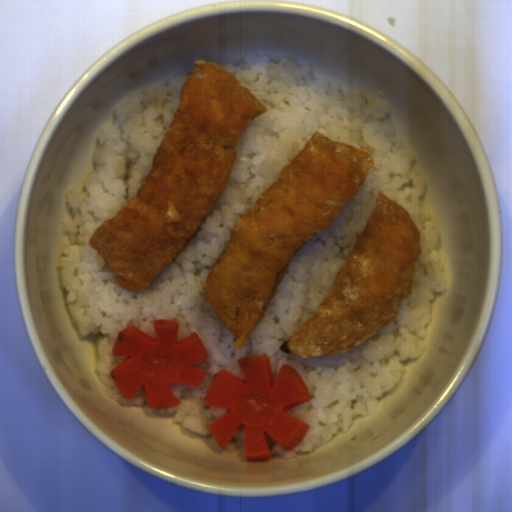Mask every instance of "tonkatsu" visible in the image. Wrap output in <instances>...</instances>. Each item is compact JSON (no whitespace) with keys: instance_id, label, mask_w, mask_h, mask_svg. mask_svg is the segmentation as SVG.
<instances>
[{"instance_id":"obj_1","label":"tonkatsu","mask_w":512,"mask_h":512,"mask_svg":"<svg viewBox=\"0 0 512 512\" xmlns=\"http://www.w3.org/2000/svg\"><path fill=\"white\" fill-rule=\"evenodd\" d=\"M264 108L212 61L193 66L136 197L90 234L120 288L142 292L176 261L228 181L238 136Z\"/></svg>"},{"instance_id":"obj_3","label":"tonkatsu","mask_w":512,"mask_h":512,"mask_svg":"<svg viewBox=\"0 0 512 512\" xmlns=\"http://www.w3.org/2000/svg\"><path fill=\"white\" fill-rule=\"evenodd\" d=\"M421 253L420 232L407 211L377 192L325 298L280 350L303 359L342 355L384 329L411 296Z\"/></svg>"},{"instance_id":"obj_2","label":"tonkatsu","mask_w":512,"mask_h":512,"mask_svg":"<svg viewBox=\"0 0 512 512\" xmlns=\"http://www.w3.org/2000/svg\"><path fill=\"white\" fill-rule=\"evenodd\" d=\"M374 165L366 148L314 132L238 218L207 273L203 298L246 346L295 259L353 199Z\"/></svg>"}]
</instances>
